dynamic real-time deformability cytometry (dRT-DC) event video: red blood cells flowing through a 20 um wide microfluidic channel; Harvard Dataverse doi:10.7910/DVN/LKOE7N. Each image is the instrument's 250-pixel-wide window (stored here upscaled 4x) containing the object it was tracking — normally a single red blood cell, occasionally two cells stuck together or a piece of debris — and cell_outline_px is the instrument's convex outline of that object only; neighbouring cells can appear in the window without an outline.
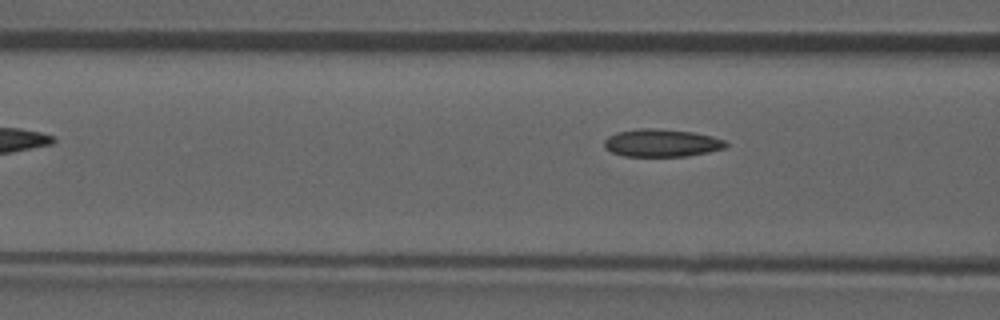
{"species": "common noctule bat (a hibernating species)", "species_latin": "Nyctalus noctula", "temperature_condition": "room temperature", "stored_images_in_passage": 6, "camera_frame_rate_fps": 3000, "um_per_image_px": 0.085, "animal": {"sex": "male", "forearm_length_mm": 52.5}, "frame": {"image": 1, "passage_image": 6, "time_ms": 6.0, "image_size_px": [1000, 320], "cell_outline_px": [[728, 144], [724, 148], [708, 152], [684, 156], [624, 156], [612, 152], [604, 148], [604, 140], [608, 136], [616, 132], [640, 128], [656, 128], [692, 132], [712, 136], [724, 140]], "centroid_in_image_um": [56.2, 12.14], "position_along_channel_um": 110.4, "area_um2": 19.59}}